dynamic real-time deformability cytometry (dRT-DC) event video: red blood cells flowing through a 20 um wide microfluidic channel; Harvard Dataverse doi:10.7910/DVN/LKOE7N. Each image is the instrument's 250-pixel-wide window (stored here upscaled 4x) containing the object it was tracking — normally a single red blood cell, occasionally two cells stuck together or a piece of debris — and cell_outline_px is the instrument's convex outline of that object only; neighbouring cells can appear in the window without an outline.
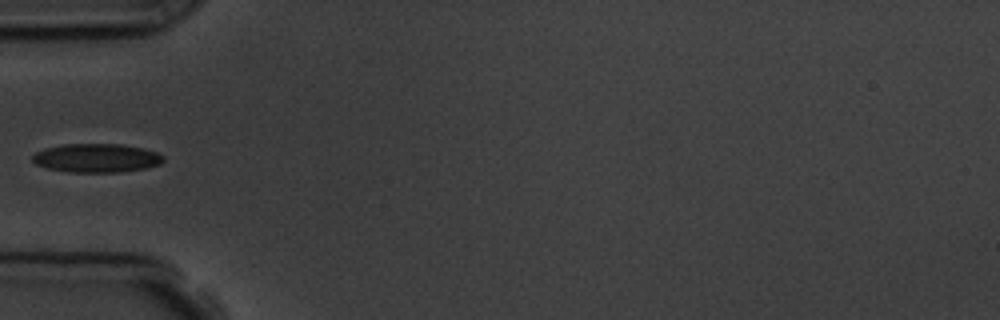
{"species": "common noctule bat (a hibernating species)", "species_latin": "Nyctalus noctula", "temperature_condition": "room temperature", "stored_images_in_passage": 7, "camera_frame_rate_fps": 3000, "um_per_image_px": 0.085, "animal": {"sex": "male", "body_mass_g": 19.5, "forearm_length_mm": 54.6}, "frame": {"image": 1, "passage_image": 6, "time_ms": 5.667, "image_size_px": [1000, 320], "cell_outline_px": [[164, 160], [160, 164], [144, 168], [120, 172], [68, 172], [48, 168], [36, 164], [32, 160], [32, 156], [36, 152], [44, 148], [64, 144], [120, 144], [140, 148], [156, 152], [164, 156]], "centroid_in_image_um": [8.18, 13.43], "position_along_channel_um": 76.8, "area_um2": 21.79}}